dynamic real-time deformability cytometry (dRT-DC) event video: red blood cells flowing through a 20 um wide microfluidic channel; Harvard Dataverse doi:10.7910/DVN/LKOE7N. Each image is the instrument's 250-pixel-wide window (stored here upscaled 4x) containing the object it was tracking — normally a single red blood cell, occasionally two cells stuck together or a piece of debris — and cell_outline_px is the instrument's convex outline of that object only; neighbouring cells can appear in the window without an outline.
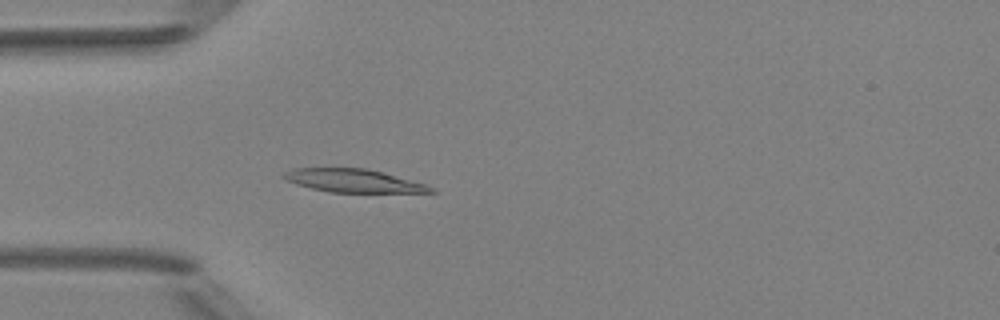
{"species": "Egyptian fruit bat (a non-hibernating species)", "species_latin": "Rousettus aegyptiacus", "temperature_condition": "room temperature", "stored_images_in_passage": 5, "camera_frame_rate_fps": 3000, "um_per_image_px": 0.085, "animal": {"sex": "female"}, "frame": {"image": 1, "passage_image": 5, "time_ms": 4.667, "image_size_px": [1000, 320], "cell_outline_px": [[436, 192], [328, 192], [296, 184], [280, 176], [284, 172], [296, 168], [364, 168], [384, 172], [428, 184], [436, 188]], "centroid_in_image_um": [30.1, 15.36], "position_along_channel_um": 54.9, "area_um2": 19.88}}